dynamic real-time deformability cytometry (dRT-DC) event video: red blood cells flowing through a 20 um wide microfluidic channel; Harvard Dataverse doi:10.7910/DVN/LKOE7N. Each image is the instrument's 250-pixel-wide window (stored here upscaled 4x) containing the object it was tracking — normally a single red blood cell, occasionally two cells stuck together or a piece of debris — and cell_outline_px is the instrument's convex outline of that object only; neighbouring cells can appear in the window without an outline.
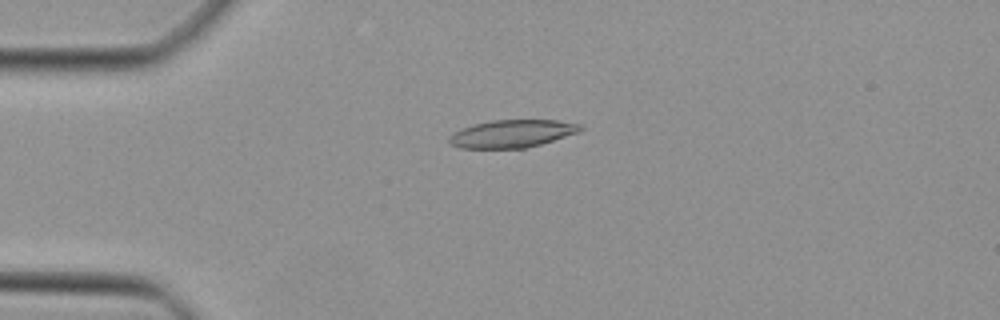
{"species": "Egyptian fruit bat (a non-hibernating species)", "species_latin": "Rousettus aegyptiacus", "temperature_condition": "cold", "stored_images_in_passage": 39, "camera_frame_rate_fps": 3000, "um_per_image_px": 0.085, "animal": {"sex": "female"}, "frame": {"image": 1, "passage_image": 4, "time_ms": 1.0, "image_size_px": [1000, 320], "cell_outline_px": [[584, 128], [580, 132], [540, 144], [524, 148], [460, 148], [452, 144], [448, 140], [448, 136], [464, 128], [476, 124], [492, 120], [556, 120], [580, 124]], "centroid_in_image_um": [43.56, 11.36], "position_along_channel_um": 41.4, "area_um2": 20.92}}
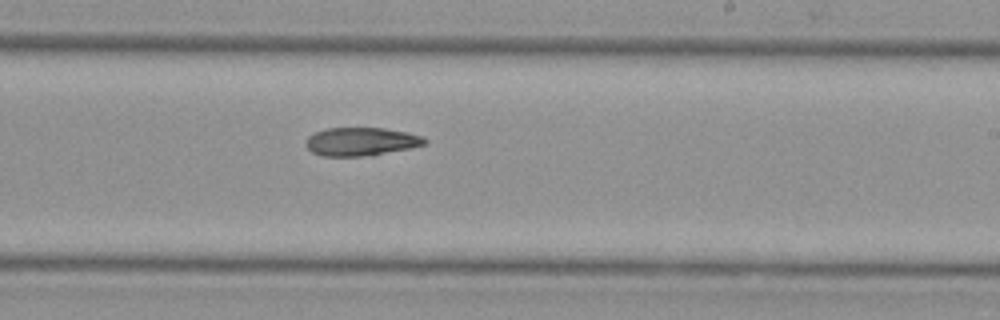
{"frame": {"image": 2, "passage_image": 21, "time_ms": 6.667, "image_size_px": [1000, 320], "cell_outline_px": [[428, 140], [424, 144], [408, 148], [372, 156], [320, 156], [312, 152], [304, 144], [308, 136], [316, 132], [328, 128], [384, 128], [408, 132], [424, 136]], "centroid_in_image_um": [30.69, 12.04], "position_along_channel_um": 258.3, "area_um2": 19.71}}
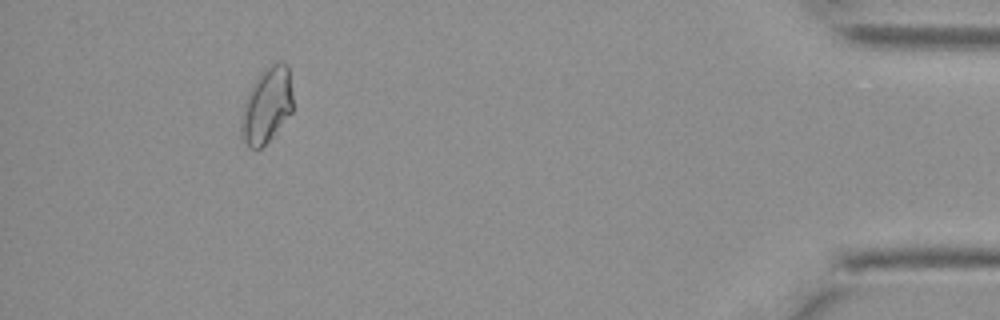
{"frame": {"image": 3, "passage_image": 36, "time_ms": 11.667, "image_size_px": [1000, 320], "cell_outline_px": [[292, 112], [276, 136], [260, 148], [248, 148], [244, 140], [240, 128], [244, 100], [252, 84], [260, 72], [264, 68], [280, 60], [284, 60], [288, 64], [292, 92]], "centroid_in_image_um": [22.7, 8.95], "position_along_channel_um": 412.5, "area_um2": 23.29}}